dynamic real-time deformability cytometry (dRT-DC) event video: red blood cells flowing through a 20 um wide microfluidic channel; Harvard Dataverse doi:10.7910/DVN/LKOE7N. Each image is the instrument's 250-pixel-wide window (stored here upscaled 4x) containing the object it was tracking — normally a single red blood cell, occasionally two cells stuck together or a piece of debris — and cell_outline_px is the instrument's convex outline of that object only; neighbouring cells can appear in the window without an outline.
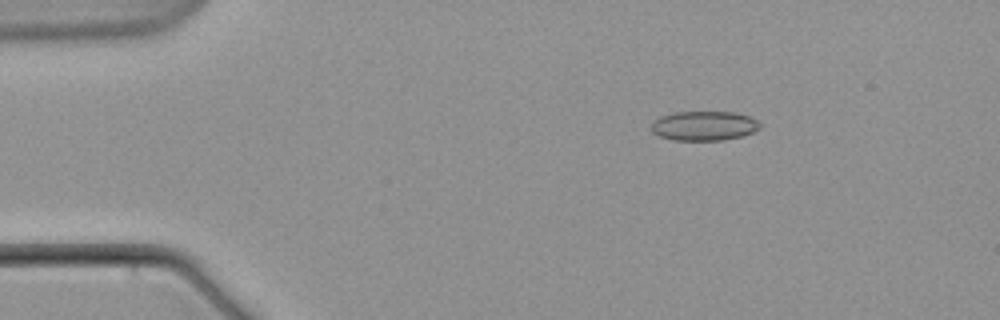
{"species": "common noctule bat (a hibernating species)", "species_latin": "Nyctalus noctula", "temperature_condition": "warm", "stored_images_in_passage": 5, "camera_frame_rate_fps": 3000, "um_per_image_px": 0.085, "animal": {"sex": "male", "body_mass_g": 21.5, "forearm_length_mm": 52.0}, "frame": {"image": 1, "passage_image": 3, "time_ms": 2.667, "image_size_px": [1000, 320], "cell_outline_px": [[760, 128], [744, 136], [724, 140], [672, 140], [660, 136], [652, 132], [652, 120], [660, 116], [672, 112], [732, 112], [748, 116], [756, 120], [760, 124]], "centroid_in_image_um": [59.82, 10.69], "position_along_channel_um": 25.2, "area_um2": 18.73}}